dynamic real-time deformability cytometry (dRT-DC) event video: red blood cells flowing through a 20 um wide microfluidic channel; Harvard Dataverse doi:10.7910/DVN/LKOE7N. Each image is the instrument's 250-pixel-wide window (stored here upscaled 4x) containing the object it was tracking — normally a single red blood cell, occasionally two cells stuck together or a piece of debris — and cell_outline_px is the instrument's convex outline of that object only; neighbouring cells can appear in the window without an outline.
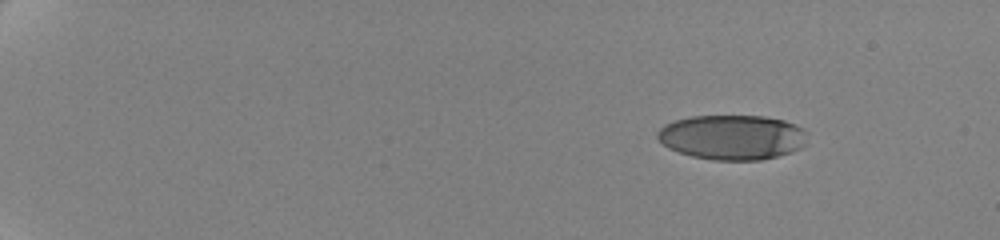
{"species": "human", "species_latin": "Homo sapiens", "temperature_condition": "cold", "stored_images_in_passage": 35, "camera_frame_rate_fps": 3000, "um_per_image_px": 0.085, "donor": {"sex": "female"}, "frame": {"image": 1, "passage_image": 1, "time_ms": 0.0, "image_size_px": [1000, 240], "cell_outline_px": [[808, 132], [804, 144], [800, 148], [792, 152], [760, 160], [712, 160], [692, 156], [668, 148], [656, 136], [656, 132], [664, 124], [676, 120], [692, 116], [764, 116], [784, 120], [796, 124], [804, 128]], "centroid_in_image_um": [62.26, 11.66], "position_along_channel_um": 22.7, "area_um2": 39.3}}
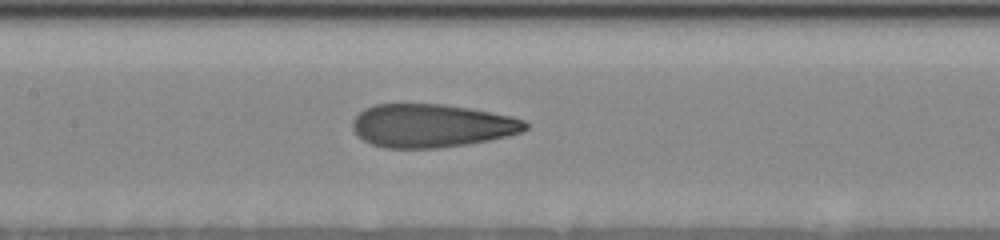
{"frame": {"image": 2, "passage_image": 21, "time_ms": 8.333, "image_size_px": [1000, 240], "cell_outline_px": [[528, 128], [520, 132], [508, 136], [468, 144], [436, 148], [384, 148], [372, 144], [356, 136], [352, 128], [352, 120], [364, 108], [376, 104], [444, 104], [468, 108], [512, 116], [524, 120], [528, 124]], "centroid_in_image_um": [36.66, 10.68], "position_along_channel_um": 170.7, "area_um2": 43.7}}
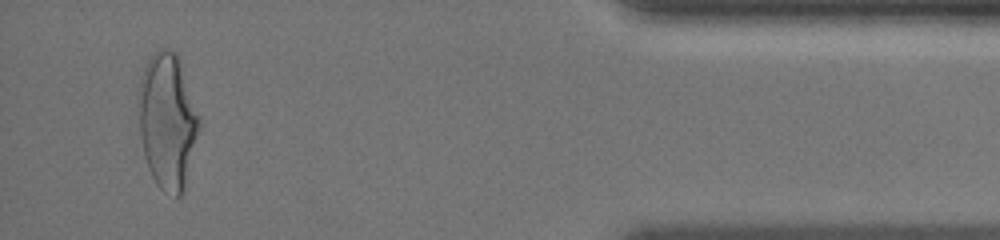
{"frame": {"image": 3, "passage_image": 34, "time_ms": 16.667, "image_size_px": [1000, 240], "cell_outline_px": [[200, 128], [184, 188], [180, 196], [176, 196], [164, 192], [156, 184], [148, 168], [144, 156], [140, 136], [136, 96], [140, 76], [148, 56], [152, 52], [160, 48], [164, 48], [176, 52], [180, 56], [200, 120]], "centroid_in_image_um": [14.2, 10.21], "position_along_channel_um": 421.0, "area_um2": 48.84}, "authors_computed_cell_mechanics": {"area_um2": 43.0032, "velocity_mm_per_s": 3.526, "shape_relaxation_time_tau1_ms": 7.3092, "shape_relaxation_time_tau2_ms": 0.8595, "deformation_change_tau1": 0.2011, "deformation_change_tau2": 0.0807}}